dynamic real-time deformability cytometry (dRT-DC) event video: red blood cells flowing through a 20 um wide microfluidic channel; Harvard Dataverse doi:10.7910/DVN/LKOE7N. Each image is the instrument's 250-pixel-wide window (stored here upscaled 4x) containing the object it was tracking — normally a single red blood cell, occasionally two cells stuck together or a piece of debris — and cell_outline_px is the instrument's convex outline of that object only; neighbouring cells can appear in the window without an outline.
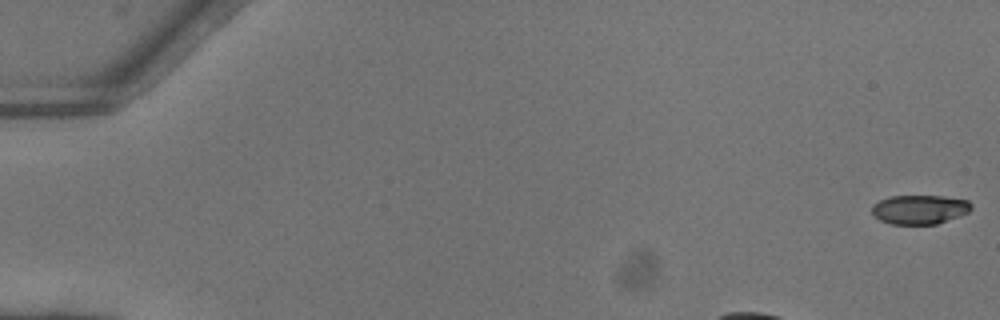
{"species": "common noctule bat (a hibernating species)", "species_latin": "Nyctalus noctula", "temperature_condition": "warm", "stored_images_in_passage": 48, "camera_frame_rate_fps": 3000, "um_per_image_px": 0.085, "animal": {"sex": "female"}, "frame": {"image": 1, "passage_image": 1, "time_ms": 0.0, "image_size_px": [1000, 320], "cell_outline_px": [[972, 208], [968, 212], [936, 224], [892, 224], [880, 220], [872, 212], [872, 204], [880, 200], [892, 196], [944, 196], [968, 200], [972, 204]], "centroid_in_image_um": [78.17, 17.79], "position_along_channel_um": 6.8, "area_um2": 16.76}}
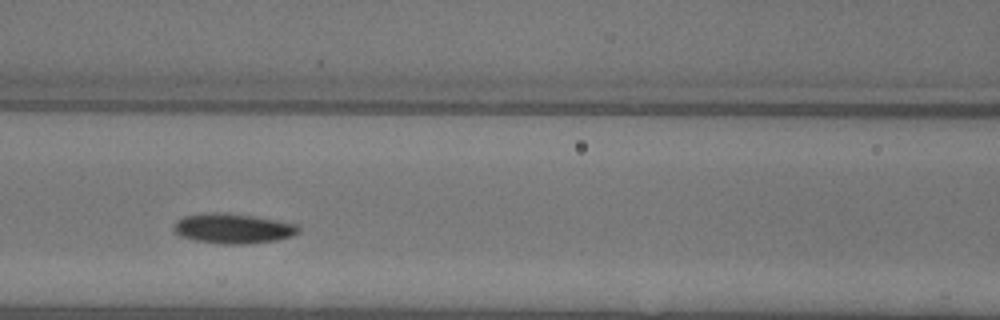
{"frame": {"image": 2, "passage_image": 19, "time_ms": 6.0, "image_size_px": [1000, 320], "cell_outline_px": [[300, 232], [292, 236], [276, 240], [248, 244], [224, 244], [196, 240], [180, 236], [176, 232], [176, 220], [184, 216], [208, 212], [224, 212], [252, 216], [296, 224], [300, 228]], "centroid_in_image_um": [19.82, 19.42], "position_along_channel_um": 146.8, "area_um2": 21.56}}
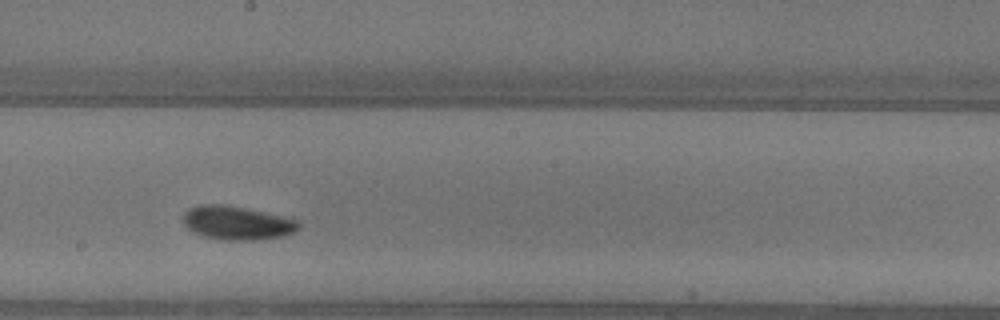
{"frame": {"image": 3, "passage_image": 25, "time_ms": 8.0, "image_size_px": [1000, 320], "cell_outline_px": [[300, 228], [296, 232], [284, 236], [256, 240], [224, 240], [204, 236], [192, 232], [184, 224], [184, 212], [188, 208], [200, 204], [220, 204], [244, 208], [300, 220]], "centroid_in_image_um": [20.16, 18.95], "position_along_channel_um": 228.0, "area_um2": 22.72}, "authors_computed_cell_mechanics": {"area_um2": 19.9699, "velocity_mm_per_s": 4.0782, "shape_relaxation_time_tau1_ms": 2.902, "shape_relaxation_time_tau2_ms": null, "deformation_change_tau1": 0.1166, "deformation_change_tau2": null}}